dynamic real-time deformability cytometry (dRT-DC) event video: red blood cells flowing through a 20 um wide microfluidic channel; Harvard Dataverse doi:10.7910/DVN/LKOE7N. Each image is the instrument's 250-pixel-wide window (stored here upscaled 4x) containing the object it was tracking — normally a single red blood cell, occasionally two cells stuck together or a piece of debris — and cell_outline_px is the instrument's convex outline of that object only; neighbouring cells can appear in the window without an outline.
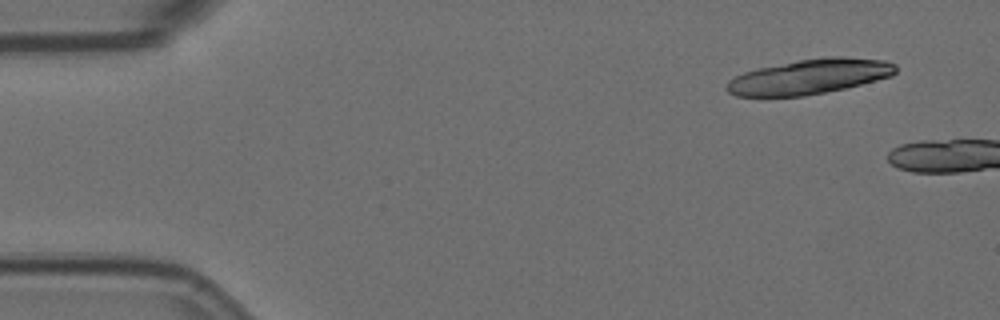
{"species": "Egyptian fruit bat (a non-hibernating species)", "species_latin": "Rousettus aegyptiacus", "temperature_condition": "room temperature", "stored_images_in_passage": 2, "camera_frame_rate_fps": 3000, "um_per_image_px": 0.085, "animal": {"sex": "female"}, "frame": {"image": 1, "passage_image": 1, "time_ms": 0.0, "image_size_px": [1000, 320], "cell_outline_px": [[896, 72], [892, 76], [844, 88], [804, 96], [736, 96], [728, 92], [728, 80], [744, 72], [760, 68], [800, 60], [824, 56], [844, 56], [884, 60], [896, 64]], "centroid_in_image_um": [68.85, 6.5], "position_along_channel_um": 16.2, "area_um2": 34.1}}